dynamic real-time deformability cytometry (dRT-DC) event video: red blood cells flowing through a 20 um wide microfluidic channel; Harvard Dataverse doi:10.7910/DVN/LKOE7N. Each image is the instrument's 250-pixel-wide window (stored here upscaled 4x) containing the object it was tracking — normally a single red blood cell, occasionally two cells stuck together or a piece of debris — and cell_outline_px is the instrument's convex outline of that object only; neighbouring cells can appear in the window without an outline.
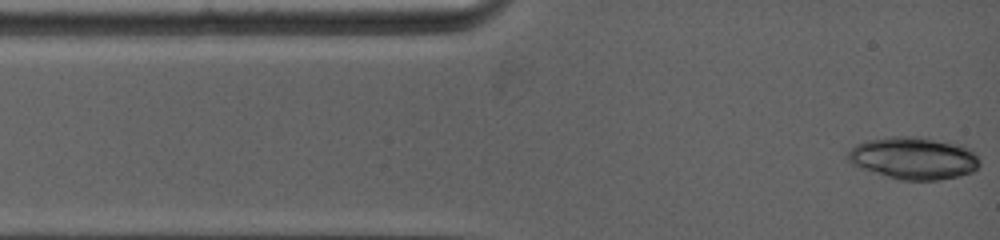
{"species": "common noctule bat (a hibernating species)", "species_latin": "Nyctalus noctula", "temperature_condition": "warm", "stored_images_in_passage": 4, "camera_frame_rate_fps": 5000, "um_per_image_px": 0.085, "animal": {"sex": "female", "body_mass_g": 19.0, "forearm_length_mm": 53.3}, "frame": {"image": 1, "passage_image": 1, "time_ms": 0.0, "image_size_px": [1000, 240], "cell_outline_px": [[980, 164], [972, 172], [960, 176], [936, 180], [904, 180], [888, 176], [852, 164], [848, 160], [848, 152], [852, 148], [868, 140], [892, 136], [916, 136], [952, 144], [968, 148], [976, 156]], "centroid_in_image_um": [77.66, 13.45], "position_along_channel_um": 7.3, "area_um2": 31.56}}